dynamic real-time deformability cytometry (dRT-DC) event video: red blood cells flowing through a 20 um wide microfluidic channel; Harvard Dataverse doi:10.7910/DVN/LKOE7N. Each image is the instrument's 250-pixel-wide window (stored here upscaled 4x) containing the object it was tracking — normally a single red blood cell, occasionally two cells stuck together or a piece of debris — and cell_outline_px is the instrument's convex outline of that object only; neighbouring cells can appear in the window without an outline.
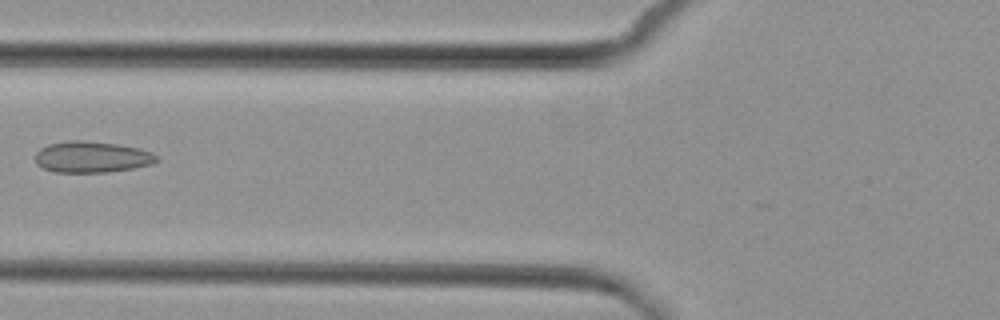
{"species": "common noctule bat (a hibernating species)", "species_latin": "Nyctalus noctula", "temperature_condition": "cold", "stored_images_in_passage": 7, "camera_frame_rate_fps": 3000, "um_per_image_px": 0.085, "animal": {"sex": "female", "body_mass_g": 29.2, "forearm_length_mm": 56.3}, "frame": {"image": 1, "passage_image": 7, "time_ms": 7.0, "image_size_px": [1000, 320], "cell_outline_px": [[160, 160], [152, 164], [132, 168], [108, 172], [56, 172], [44, 168], [36, 164], [36, 152], [40, 148], [48, 144], [68, 140], [80, 140], [116, 144], [136, 148], [152, 152], [160, 156]], "centroid_in_image_um": [7.82, 13.34], "position_along_channel_um": 118.0, "area_um2": 22.08}}